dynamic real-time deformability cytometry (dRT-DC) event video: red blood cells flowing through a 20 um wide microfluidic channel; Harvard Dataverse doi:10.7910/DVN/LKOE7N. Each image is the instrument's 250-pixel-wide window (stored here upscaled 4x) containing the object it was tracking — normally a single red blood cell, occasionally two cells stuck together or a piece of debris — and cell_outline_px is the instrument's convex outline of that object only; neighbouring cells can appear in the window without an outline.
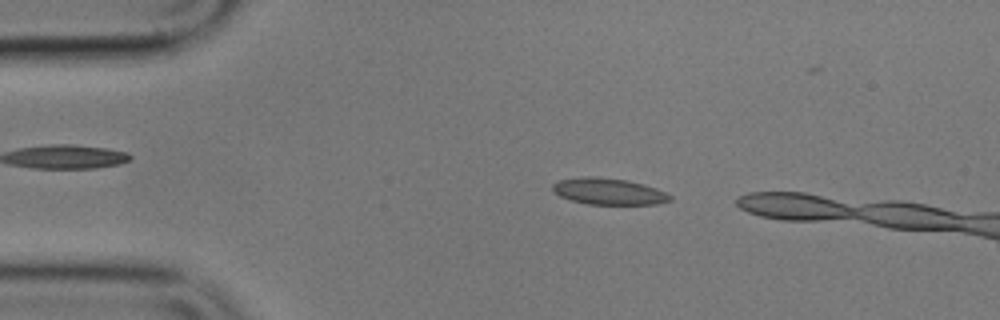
{"species": "common noctule bat (a hibernating species)", "species_latin": "Nyctalus noctula", "temperature_condition": "cold", "stored_images_in_passage": 10, "camera_frame_rate_fps": 3000, "um_per_image_px": 0.085, "animal": {"sex": "male", "body_mass_g": 17.9}, "frame": {"image": 1, "passage_image": 6, "time_ms": 1.667, "image_size_px": [1000, 320], "cell_outline_px": [[672, 200], [656, 204], [588, 204], [572, 200], [560, 196], [552, 188], [552, 184], [560, 180], [588, 176], [596, 176], [628, 180], [644, 184], [656, 188], [672, 196]], "centroid_in_image_um": [51.76, 16.26], "position_along_channel_um": 33.2, "area_um2": 17.98}}